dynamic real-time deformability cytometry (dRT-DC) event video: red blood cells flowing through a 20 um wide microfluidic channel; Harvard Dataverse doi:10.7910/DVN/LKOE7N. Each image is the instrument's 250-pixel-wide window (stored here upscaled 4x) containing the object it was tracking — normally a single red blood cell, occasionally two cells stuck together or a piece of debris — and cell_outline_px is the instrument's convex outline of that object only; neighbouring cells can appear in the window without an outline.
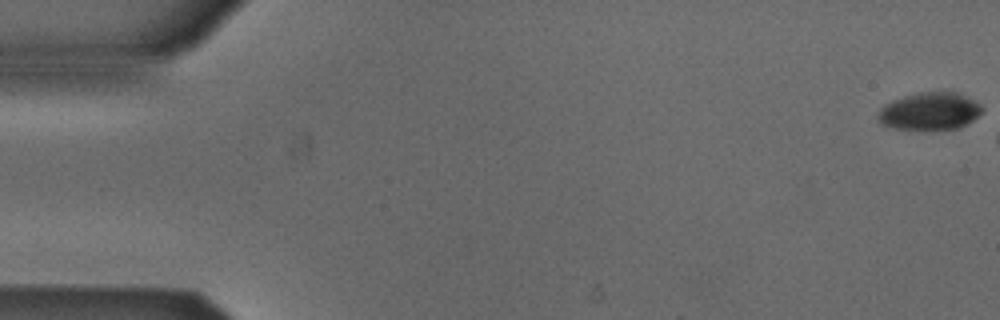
{"species": "Egyptian fruit bat (a non-hibernating species)", "species_latin": "Rousettus aegyptiacus", "temperature_condition": "cold", "stored_images_in_passage": 7, "camera_frame_rate_fps": 3000, "um_per_image_px": 0.085, "animal": {"sex": "male"}, "frame": {"image": 1, "passage_image": 1, "time_ms": 0.0, "image_size_px": [1000, 320], "cell_outline_px": [[984, 108], [972, 120], [960, 128], [896, 128], [884, 124], [876, 116], [880, 108], [884, 104], [892, 100], [904, 96], [920, 92], [956, 92], [980, 104]], "centroid_in_image_um": [79.01, 9.43], "position_along_channel_um": 6.0, "area_um2": 22.14}}